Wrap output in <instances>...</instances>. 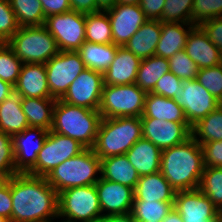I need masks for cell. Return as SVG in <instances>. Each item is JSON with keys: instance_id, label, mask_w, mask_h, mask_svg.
<instances>
[{"instance_id": "6da1fadb", "label": "cell", "mask_w": 222, "mask_h": 222, "mask_svg": "<svg viewBox=\"0 0 222 222\" xmlns=\"http://www.w3.org/2000/svg\"><path fill=\"white\" fill-rule=\"evenodd\" d=\"M11 198V222H50L58 217V193L46 177L13 175Z\"/></svg>"}, {"instance_id": "7a4b0ae2", "label": "cell", "mask_w": 222, "mask_h": 222, "mask_svg": "<svg viewBox=\"0 0 222 222\" xmlns=\"http://www.w3.org/2000/svg\"><path fill=\"white\" fill-rule=\"evenodd\" d=\"M204 167L202 146L192 137L162 150L160 172L176 192L199 188Z\"/></svg>"}, {"instance_id": "3957f363", "label": "cell", "mask_w": 222, "mask_h": 222, "mask_svg": "<svg viewBox=\"0 0 222 222\" xmlns=\"http://www.w3.org/2000/svg\"><path fill=\"white\" fill-rule=\"evenodd\" d=\"M101 120L102 116L98 110L79 107L57 99L53 109L51 131L75 139L86 148H92Z\"/></svg>"}, {"instance_id": "277c9868", "label": "cell", "mask_w": 222, "mask_h": 222, "mask_svg": "<svg viewBox=\"0 0 222 222\" xmlns=\"http://www.w3.org/2000/svg\"><path fill=\"white\" fill-rule=\"evenodd\" d=\"M141 138L140 117L102 118L92 150L100 159L124 155Z\"/></svg>"}, {"instance_id": "5b68a950", "label": "cell", "mask_w": 222, "mask_h": 222, "mask_svg": "<svg viewBox=\"0 0 222 222\" xmlns=\"http://www.w3.org/2000/svg\"><path fill=\"white\" fill-rule=\"evenodd\" d=\"M101 159L92 148H86L77 156L65 160L50 172L46 179L57 193L80 186L95 185L101 177Z\"/></svg>"}, {"instance_id": "8992f818", "label": "cell", "mask_w": 222, "mask_h": 222, "mask_svg": "<svg viewBox=\"0 0 222 222\" xmlns=\"http://www.w3.org/2000/svg\"><path fill=\"white\" fill-rule=\"evenodd\" d=\"M6 43L22 63L45 64L59 53L55 38L44 25L19 27Z\"/></svg>"}, {"instance_id": "52a82bcc", "label": "cell", "mask_w": 222, "mask_h": 222, "mask_svg": "<svg viewBox=\"0 0 222 222\" xmlns=\"http://www.w3.org/2000/svg\"><path fill=\"white\" fill-rule=\"evenodd\" d=\"M146 92L137 84L103 85L98 111L102 118L141 117Z\"/></svg>"}, {"instance_id": "ba28073f", "label": "cell", "mask_w": 222, "mask_h": 222, "mask_svg": "<svg viewBox=\"0 0 222 222\" xmlns=\"http://www.w3.org/2000/svg\"><path fill=\"white\" fill-rule=\"evenodd\" d=\"M95 185L73 187L58 193V218L67 221L96 222L103 216ZM101 214V215H100Z\"/></svg>"}, {"instance_id": "9c48e42d", "label": "cell", "mask_w": 222, "mask_h": 222, "mask_svg": "<svg viewBox=\"0 0 222 222\" xmlns=\"http://www.w3.org/2000/svg\"><path fill=\"white\" fill-rule=\"evenodd\" d=\"M85 149L79 141L50 130L38 152L35 166L27 174L46 177L56 166Z\"/></svg>"}, {"instance_id": "30bf717a", "label": "cell", "mask_w": 222, "mask_h": 222, "mask_svg": "<svg viewBox=\"0 0 222 222\" xmlns=\"http://www.w3.org/2000/svg\"><path fill=\"white\" fill-rule=\"evenodd\" d=\"M45 66L50 94L55 99H61L86 68L77 51H59Z\"/></svg>"}, {"instance_id": "8fae6325", "label": "cell", "mask_w": 222, "mask_h": 222, "mask_svg": "<svg viewBox=\"0 0 222 222\" xmlns=\"http://www.w3.org/2000/svg\"><path fill=\"white\" fill-rule=\"evenodd\" d=\"M86 15L76 11L46 17L44 26L55 38L59 51H77L85 42Z\"/></svg>"}, {"instance_id": "7c38bea8", "label": "cell", "mask_w": 222, "mask_h": 222, "mask_svg": "<svg viewBox=\"0 0 222 222\" xmlns=\"http://www.w3.org/2000/svg\"><path fill=\"white\" fill-rule=\"evenodd\" d=\"M179 90L175 101L183 109L191 127L222 104L196 79L183 80V86Z\"/></svg>"}, {"instance_id": "4fadbf2b", "label": "cell", "mask_w": 222, "mask_h": 222, "mask_svg": "<svg viewBox=\"0 0 222 222\" xmlns=\"http://www.w3.org/2000/svg\"><path fill=\"white\" fill-rule=\"evenodd\" d=\"M173 208L184 222H222L221 211L198 188L177 191Z\"/></svg>"}, {"instance_id": "5bb4252c", "label": "cell", "mask_w": 222, "mask_h": 222, "mask_svg": "<svg viewBox=\"0 0 222 222\" xmlns=\"http://www.w3.org/2000/svg\"><path fill=\"white\" fill-rule=\"evenodd\" d=\"M104 85L103 73L85 68L70 84L62 101L79 107L98 110Z\"/></svg>"}, {"instance_id": "9a60e30c", "label": "cell", "mask_w": 222, "mask_h": 222, "mask_svg": "<svg viewBox=\"0 0 222 222\" xmlns=\"http://www.w3.org/2000/svg\"><path fill=\"white\" fill-rule=\"evenodd\" d=\"M142 137L164 150L180 145L192 137V127L188 123L141 118Z\"/></svg>"}, {"instance_id": "2e32d148", "label": "cell", "mask_w": 222, "mask_h": 222, "mask_svg": "<svg viewBox=\"0 0 222 222\" xmlns=\"http://www.w3.org/2000/svg\"><path fill=\"white\" fill-rule=\"evenodd\" d=\"M111 22L112 43L124 47L128 40L149 19L140 5L116 4L106 10Z\"/></svg>"}, {"instance_id": "e0dca14e", "label": "cell", "mask_w": 222, "mask_h": 222, "mask_svg": "<svg viewBox=\"0 0 222 222\" xmlns=\"http://www.w3.org/2000/svg\"><path fill=\"white\" fill-rule=\"evenodd\" d=\"M48 132L43 128L29 126L12 137L17 173H28L35 166L38 152L41 150Z\"/></svg>"}, {"instance_id": "ac0fdd59", "label": "cell", "mask_w": 222, "mask_h": 222, "mask_svg": "<svg viewBox=\"0 0 222 222\" xmlns=\"http://www.w3.org/2000/svg\"><path fill=\"white\" fill-rule=\"evenodd\" d=\"M95 186L102 213L108 211L107 214L103 213L102 215L110 216L131 213L134 199L133 188L103 178H100Z\"/></svg>"}, {"instance_id": "d6986e66", "label": "cell", "mask_w": 222, "mask_h": 222, "mask_svg": "<svg viewBox=\"0 0 222 222\" xmlns=\"http://www.w3.org/2000/svg\"><path fill=\"white\" fill-rule=\"evenodd\" d=\"M184 50L199 69L220 64L221 51L209 40L199 25H195L189 32Z\"/></svg>"}, {"instance_id": "ffe728a7", "label": "cell", "mask_w": 222, "mask_h": 222, "mask_svg": "<svg viewBox=\"0 0 222 222\" xmlns=\"http://www.w3.org/2000/svg\"><path fill=\"white\" fill-rule=\"evenodd\" d=\"M141 59L125 47H118L114 60L103 73L104 85L135 83Z\"/></svg>"}, {"instance_id": "44dd1931", "label": "cell", "mask_w": 222, "mask_h": 222, "mask_svg": "<svg viewBox=\"0 0 222 222\" xmlns=\"http://www.w3.org/2000/svg\"><path fill=\"white\" fill-rule=\"evenodd\" d=\"M23 98L20 90L13 86L8 97L0 103V131L12 137L29 127L21 107Z\"/></svg>"}, {"instance_id": "7402d4cb", "label": "cell", "mask_w": 222, "mask_h": 222, "mask_svg": "<svg viewBox=\"0 0 222 222\" xmlns=\"http://www.w3.org/2000/svg\"><path fill=\"white\" fill-rule=\"evenodd\" d=\"M15 86L24 98H53L47 82L45 64L23 63Z\"/></svg>"}, {"instance_id": "603a6c76", "label": "cell", "mask_w": 222, "mask_h": 222, "mask_svg": "<svg viewBox=\"0 0 222 222\" xmlns=\"http://www.w3.org/2000/svg\"><path fill=\"white\" fill-rule=\"evenodd\" d=\"M125 155L139 176L154 174L160 171L162 150L150 140L142 137L135 142Z\"/></svg>"}, {"instance_id": "cb8c5ba5", "label": "cell", "mask_w": 222, "mask_h": 222, "mask_svg": "<svg viewBox=\"0 0 222 222\" xmlns=\"http://www.w3.org/2000/svg\"><path fill=\"white\" fill-rule=\"evenodd\" d=\"M160 35L161 21L149 19L128 40L124 47L141 60L146 59L155 55Z\"/></svg>"}, {"instance_id": "d4e9b609", "label": "cell", "mask_w": 222, "mask_h": 222, "mask_svg": "<svg viewBox=\"0 0 222 222\" xmlns=\"http://www.w3.org/2000/svg\"><path fill=\"white\" fill-rule=\"evenodd\" d=\"M175 193L176 191L159 171L139 177L133 200L174 201Z\"/></svg>"}, {"instance_id": "484cf974", "label": "cell", "mask_w": 222, "mask_h": 222, "mask_svg": "<svg viewBox=\"0 0 222 222\" xmlns=\"http://www.w3.org/2000/svg\"><path fill=\"white\" fill-rule=\"evenodd\" d=\"M183 25H189L188 29H184ZM194 26L191 23L161 22V35L155 49V55L168 59L178 51L183 50L188 34Z\"/></svg>"}, {"instance_id": "4316f807", "label": "cell", "mask_w": 222, "mask_h": 222, "mask_svg": "<svg viewBox=\"0 0 222 222\" xmlns=\"http://www.w3.org/2000/svg\"><path fill=\"white\" fill-rule=\"evenodd\" d=\"M140 118H155L159 120L188 123L183 109L172 98L146 93L144 112Z\"/></svg>"}, {"instance_id": "83f0119b", "label": "cell", "mask_w": 222, "mask_h": 222, "mask_svg": "<svg viewBox=\"0 0 222 222\" xmlns=\"http://www.w3.org/2000/svg\"><path fill=\"white\" fill-rule=\"evenodd\" d=\"M100 177L135 189L140 176L124 154L101 159Z\"/></svg>"}, {"instance_id": "f1b7e54d", "label": "cell", "mask_w": 222, "mask_h": 222, "mask_svg": "<svg viewBox=\"0 0 222 222\" xmlns=\"http://www.w3.org/2000/svg\"><path fill=\"white\" fill-rule=\"evenodd\" d=\"M55 98H23L22 110L30 127H39L50 131L53 124Z\"/></svg>"}, {"instance_id": "f546056e", "label": "cell", "mask_w": 222, "mask_h": 222, "mask_svg": "<svg viewBox=\"0 0 222 222\" xmlns=\"http://www.w3.org/2000/svg\"><path fill=\"white\" fill-rule=\"evenodd\" d=\"M119 46L84 42L77 50L86 68L104 73L115 58Z\"/></svg>"}, {"instance_id": "4dcf8cb0", "label": "cell", "mask_w": 222, "mask_h": 222, "mask_svg": "<svg viewBox=\"0 0 222 222\" xmlns=\"http://www.w3.org/2000/svg\"><path fill=\"white\" fill-rule=\"evenodd\" d=\"M169 71V62L167 58L153 55L152 57L142 59L135 84L146 93L151 92L157 81Z\"/></svg>"}, {"instance_id": "1f68e13d", "label": "cell", "mask_w": 222, "mask_h": 222, "mask_svg": "<svg viewBox=\"0 0 222 222\" xmlns=\"http://www.w3.org/2000/svg\"><path fill=\"white\" fill-rule=\"evenodd\" d=\"M192 138L199 144L222 140V104L192 126ZM200 138V139H199Z\"/></svg>"}, {"instance_id": "d6a6232c", "label": "cell", "mask_w": 222, "mask_h": 222, "mask_svg": "<svg viewBox=\"0 0 222 222\" xmlns=\"http://www.w3.org/2000/svg\"><path fill=\"white\" fill-rule=\"evenodd\" d=\"M85 41L95 44L112 43L111 22L106 11L86 14Z\"/></svg>"}, {"instance_id": "836d02e7", "label": "cell", "mask_w": 222, "mask_h": 222, "mask_svg": "<svg viewBox=\"0 0 222 222\" xmlns=\"http://www.w3.org/2000/svg\"><path fill=\"white\" fill-rule=\"evenodd\" d=\"M19 27L42 26L45 15L40 0H9Z\"/></svg>"}, {"instance_id": "e575fe53", "label": "cell", "mask_w": 222, "mask_h": 222, "mask_svg": "<svg viewBox=\"0 0 222 222\" xmlns=\"http://www.w3.org/2000/svg\"><path fill=\"white\" fill-rule=\"evenodd\" d=\"M174 201L133 200L131 214L136 221H162L173 209Z\"/></svg>"}, {"instance_id": "d590c367", "label": "cell", "mask_w": 222, "mask_h": 222, "mask_svg": "<svg viewBox=\"0 0 222 222\" xmlns=\"http://www.w3.org/2000/svg\"><path fill=\"white\" fill-rule=\"evenodd\" d=\"M198 189L222 211V167H204Z\"/></svg>"}, {"instance_id": "8d00e7d4", "label": "cell", "mask_w": 222, "mask_h": 222, "mask_svg": "<svg viewBox=\"0 0 222 222\" xmlns=\"http://www.w3.org/2000/svg\"><path fill=\"white\" fill-rule=\"evenodd\" d=\"M22 61L7 43H0V79L15 86L20 74Z\"/></svg>"}, {"instance_id": "74e56055", "label": "cell", "mask_w": 222, "mask_h": 222, "mask_svg": "<svg viewBox=\"0 0 222 222\" xmlns=\"http://www.w3.org/2000/svg\"><path fill=\"white\" fill-rule=\"evenodd\" d=\"M194 0H165L162 16L159 19L165 23H191Z\"/></svg>"}, {"instance_id": "f35d334b", "label": "cell", "mask_w": 222, "mask_h": 222, "mask_svg": "<svg viewBox=\"0 0 222 222\" xmlns=\"http://www.w3.org/2000/svg\"><path fill=\"white\" fill-rule=\"evenodd\" d=\"M169 69L176 77L181 80H194L198 74V66L186 54L185 50L178 51L168 58Z\"/></svg>"}, {"instance_id": "ab89813d", "label": "cell", "mask_w": 222, "mask_h": 222, "mask_svg": "<svg viewBox=\"0 0 222 222\" xmlns=\"http://www.w3.org/2000/svg\"><path fill=\"white\" fill-rule=\"evenodd\" d=\"M16 174L12 136L0 131V180Z\"/></svg>"}, {"instance_id": "60d3db41", "label": "cell", "mask_w": 222, "mask_h": 222, "mask_svg": "<svg viewBox=\"0 0 222 222\" xmlns=\"http://www.w3.org/2000/svg\"><path fill=\"white\" fill-rule=\"evenodd\" d=\"M196 80L222 103V66L220 64L199 69Z\"/></svg>"}, {"instance_id": "b9f144b4", "label": "cell", "mask_w": 222, "mask_h": 222, "mask_svg": "<svg viewBox=\"0 0 222 222\" xmlns=\"http://www.w3.org/2000/svg\"><path fill=\"white\" fill-rule=\"evenodd\" d=\"M222 17V0H194L192 6V24Z\"/></svg>"}, {"instance_id": "7bdbcfd3", "label": "cell", "mask_w": 222, "mask_h": 222, "mask_svg": "<svg viewBox=\"0 0 222 222\" xmlns=\"http://www.w3.org/2000/svg\"><path fill=\"white\" fill-rule=\"evenodd\" d=\"M18 28L19 25L9 0H0V43H6L18 31Z\"/></svg>"}, {"instance_id": "ee69618b", "label": "cell", "mask_w": 222, "mask_h": 222, "mask_svg": "<svg viewBox=\"0 0 222 222\" xmlns=\"http://www.w3.org/2000/svg\"><path fill=\"white\" fill-rule=\"evenodd\" d=\"M183 86V80L176 77L172 72L165 73L156 83L153 94L164 96L166 98L176 99Z\"/></svg>"}, {"instance_id": "f6af8a7d", "label": "cell", "mask_w": 222, "mask_h": 222, "mask_svg": "<svg viewBox=\"0 0 222 222\" xmlns=\"http://www.w3.org/2000/svg\"><path fill=\"white\" fill-rule=\"evenodd\" d=\"M205 167H222V140L203 143Z\"/></svg>"}, {"instance_id": "bcb514c9", "label": "cell", "mask_w": 222, "mask_h": 222, "mask_svg": "<svg viewBox=\"0 0 222 222\" xmlns=\"http://www.w3.org/2000/svg\"><path fill=\"white\" fill-rule=\"evenodd\" d=\"M208 35L209 40L222 52V17H216L199 25Z\"/></svg>"}, {"instance_id": "7dc6e473", "label": "cell", "mask_w": 222, "mask_h": 222, "mask_svg": "<svg viewBox=\"0 0 222 222\" xmlns=\"http://www.w3.org/2000/svg\"><path fill=\"white\" fill-rule=\"evenodd\" d=\"M12 212L11 177L0 180V216L10 219Z\"/></svg>"}, {"instance_id": "c3c4849f", "label": "cell", "mask_w": 222, "mask_h": 222, "mask_svg": "<svg viewBox=\"0 0 222 222\" xmlns=\"http://www.w3.org/2000/svg\"><path fill=\"white\" fill-rule=\"evenodd\" d=\"M45 17L71 11L69 0H40Z\"/></svg>"}, {"instance_id": "681fc988", "label": "cell", "mask_w": 222, "mask_h": 222, "mask_svg": "<svg viewBox=\"0 0 222 222\" xmlns=\"http://www.w3.org/2000/svg\"><path fill=\"white\" fill-rule=\"evenodd\" d=\"M164 5L165 0H142L140 4L143 13L150 20L161 18Z\"/></svg>"}, {"instance_id": "f907efd6", "label": "cell", "mask_w": 222, "mask_h": 222, "mask_svg": "<svg viewBox=\"0 0 222 222\" xmlns=\"http://www.w3.org/2000/svg\"><path fill=\"white\" fill-rule=\"evenodd\" d=\"M71 10L81 14H90L101 11L97 6V0H69Z\"/></svg>"}, {"instance_id": "816d5d0a", "label": "cell", "mask_w": 222, "mask_h": 222, "mask_svg": "<svg viewBox=\"0 0 222 222\" xmlns=\"http://www.w3.org/2000/svg\"><path fill=\"white\" fill-rule=\"evenodd\" d=\"M96 222H136L131 213L101 216Z\"/></svg>"}, {"instance_id": "f5cc1de1", "label": "cell", "mask_w": 222, "mask_h": 222, "mask_svg": "<svg viewBox=\"0 0 222 222\" xmlns=\"http://www.w3.org/2000/svg\"><path fill=\"white\" fill-rule=\"evenodd\" d=\"M12 87L13 85L0 79V103H2L8 97Z\"/></svg>"}, {"instance_id": "db71d44e", "label": "cell", "mask_w": 222, "mask_h": 222, "mask_svg": "<svg viewBox=\"0 0 222 222\" xmlns=\"http://www.w3.org/2000/svg\"><path fill=\"white\" fill-rule=\"evenodd\" d=\"M161 222H184L181 215L173 208Z\"/></svg>"}, {"instance_id": "11a10c76", "label": "cell", "mask_w": 222, "mask_h": 222, "mask_svg": "<svg viewBox=\"0 0 222 222\" xmlns=\"http://www.w3.org/2000/svg\"><path fill=\"white\" fill-rule=\"evenodd\" d=\"M117 3L118 0H97V6L102 11L113 8Z\"/></svg>"}, {"instance_id": "9f6ffc18", "label": "cell", "mask_w": 222, "mask_h": 222, "mask_svg": "<svg viewBox=\"0 0 222 222\" xmlns=\"http://www.w3.org/2000/svg\"><path fill=\"white\" fill-rule=\"evenodd\" d=\"M142 0H118V4L140 5Z\"/></svg>"}, {"instance_id": "6f0895ef", "label": "cell", "mask_w": 222, "mask_h": 222, "mask_svg": "<svg viewBox=\"0 0 222 222\" xmlns=\"http://www.w3.org/2000/svg\"><path fill=\"white\" fill-rule=\"evenodd\" d=\"M0 222H11L10 219L4 218L0 216Z\"/></svg>"}, {"instance_id": "680465c9", "label": "cell", "mask_w": 222, "mask_h": 222, "mask_svg": "<svg viewBox=\"0 0 222 222\" xmlns=\"http://www.w3.org/2000/svg\"><path fill=\"white\" fill-rule=\"evenodd\" d=\"M220 65L222 66V52L220 53Z\"/></svg>"}, {"instance_id": "91938a15", "label": "cell", "mask_w": 222, "mask_h": 222, "mask_svg": "<svg viewBox=\"0 0 222 222\" xmlns=\"http://www.w3.org/2000/svg\"><path fill=\"white\" fill-rule=\"evenodd\" d=\"M136 222H148V221H136ZM156 222H161V221H156Z\"/></svg>"}]
</instances>
